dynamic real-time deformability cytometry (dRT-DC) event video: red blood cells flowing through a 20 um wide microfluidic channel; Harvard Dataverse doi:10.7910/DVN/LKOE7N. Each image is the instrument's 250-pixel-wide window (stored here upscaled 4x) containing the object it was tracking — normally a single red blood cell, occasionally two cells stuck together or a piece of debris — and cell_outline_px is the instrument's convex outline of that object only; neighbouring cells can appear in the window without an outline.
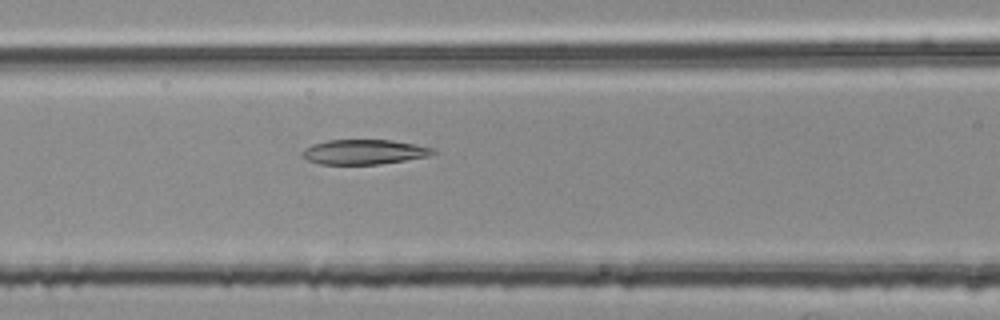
{"species": "common noctule bat (a hibernating species)", "species_latin": "Nyctalus noctula", "temperature_condition": "room temperature", "stored_images_in_passage": 53, "segment_of_instrument_passage": [2, 2], "camera_frame_rate_fps": 3000, "um_per_image_px": 0.085, "animal": {"sex": "female", "body_mass_g": 25.1}, "frame": {"image": 1, "passage_image": 22, "time_ms": 7.0, "image_size_px": [1000, 320], "cell_outline_px": [[436, 152], [428, 156], [380, 164], [320, 164], [308, 160], [300, 156], [300, 152], [304, 148], [312, 144], [328, 140], [392, 140], [416, 144], [432, 148]], "centroid_in_image_um": [30.89, 12.91], "position_along_channel_um": 135.7, "area_um2": 18.9}}
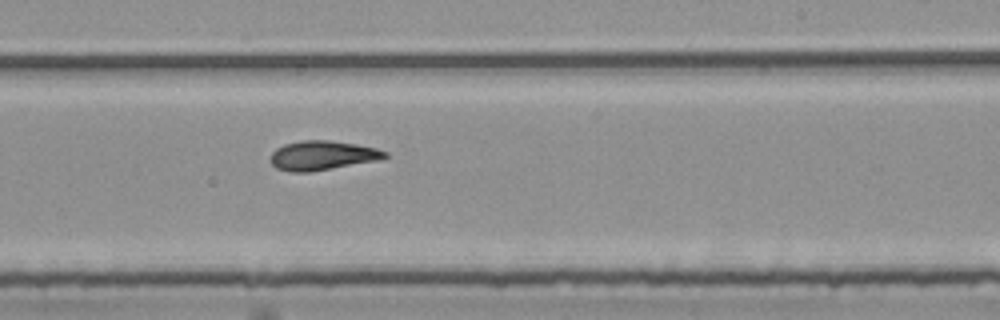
{"frame": {"image": 2, "passage_image": 32, "time_ms": 10.333, "image_size_px": [1000, 320], "cell_outline_px": [[388, 156], [380, 160], [312, 172], [292, 172], [276, 168], [268, 160], [272, 152], [276, 148], [284, 144], [304, 140], [328, 140], [356, 144], [376, 148], [388, 152]], "centroid_in_image_um": [27.39, 13.22], "position_along_channel_um": 261.6, "area_um2": 19.77}}
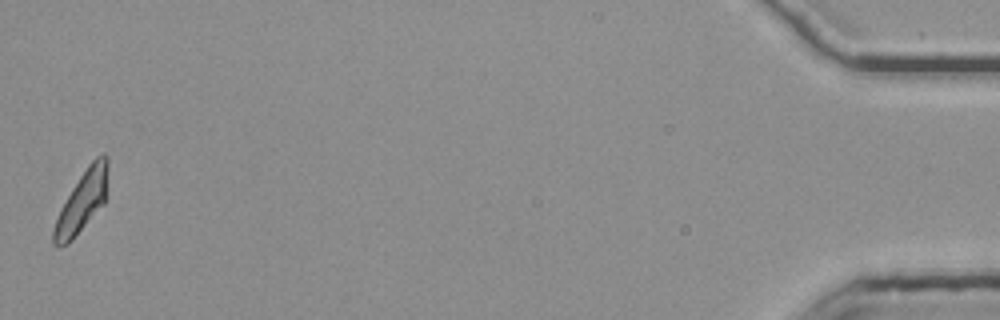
{"frame": {"image": 3, "passage_image": 53, "time_ms": 17.333, "image_size_px": [1000, 320], "cell_outline_px": [[108, 168], [104, 204], [72, 240], [68, 244], [60, 248], [56, 248], [52, 244], [52, 232], [60, 208], [72, 188], [88, 164], [96, 156], [104, 152], [108, 156]], "centroid_in_image_um": [6.95, 17.15], "position_along_channel_um": 428.2, "area_um2": 19.36}}